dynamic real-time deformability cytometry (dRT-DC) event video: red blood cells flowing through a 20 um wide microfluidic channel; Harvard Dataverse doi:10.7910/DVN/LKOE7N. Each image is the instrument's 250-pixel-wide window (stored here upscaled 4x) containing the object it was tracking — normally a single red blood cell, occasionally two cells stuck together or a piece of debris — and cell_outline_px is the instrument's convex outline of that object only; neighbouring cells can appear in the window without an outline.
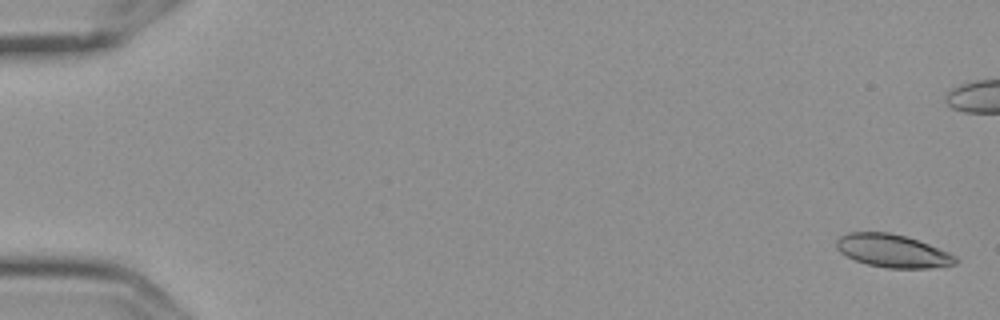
{"species": "Egyptian fruit bat (a non-hibernating species)", "species_latin": "Rousettus aegyptiacus", "temperature_condition": "cold", "stored_images_in_passage": 9, "camera_frame_rate_fps": 3000, "um_per_image_px": 0.085, "frame": {"image": 1, "passage_image": 1, "time_ms": 0.0, "image_size_px": [1000, 320], "cell_outline_px": [[960, 260], [956, 264], [928, 268], [888, 268], [868, 264], [856, 260], [840, 252], [836, 248], [836, 240], [840, 236], [848, 232], [888, 232], [904, 236], [928, 244], [948, 252], [956, 256]], "centroid_in_image_um": [75.87, 21.32], "position_along_channel_um": 9.1, "area_um2": 22.72}}
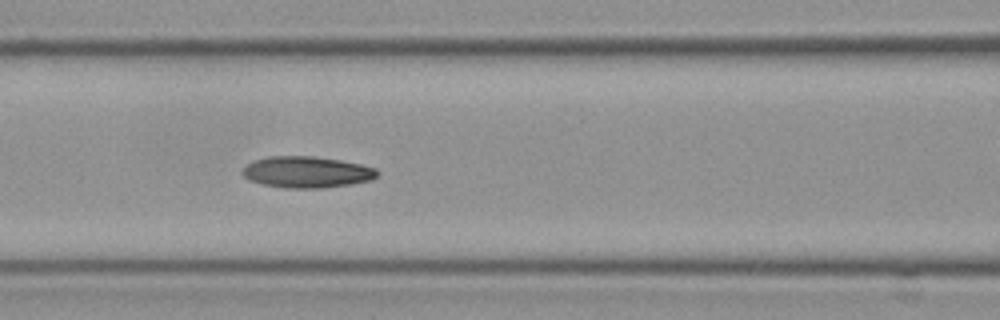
{"frame": {"image": 2, "passage_image": 8, "time_ms": 2.333, "image_size_px": [1000, 320], "cell_outline_px": [[380, 172], [372, 180], [352, 184], [324, 188], [284, 188], [264, 184], [248, 180], [240, 172], [252, 160], [268, 156], [312, 156], [340, 160], [360, 164], [376, 168]], "centroid_in_image_um": [26.07, 14.63], "position_along_channel_um": 140.5, "area_um2": 24.8}}